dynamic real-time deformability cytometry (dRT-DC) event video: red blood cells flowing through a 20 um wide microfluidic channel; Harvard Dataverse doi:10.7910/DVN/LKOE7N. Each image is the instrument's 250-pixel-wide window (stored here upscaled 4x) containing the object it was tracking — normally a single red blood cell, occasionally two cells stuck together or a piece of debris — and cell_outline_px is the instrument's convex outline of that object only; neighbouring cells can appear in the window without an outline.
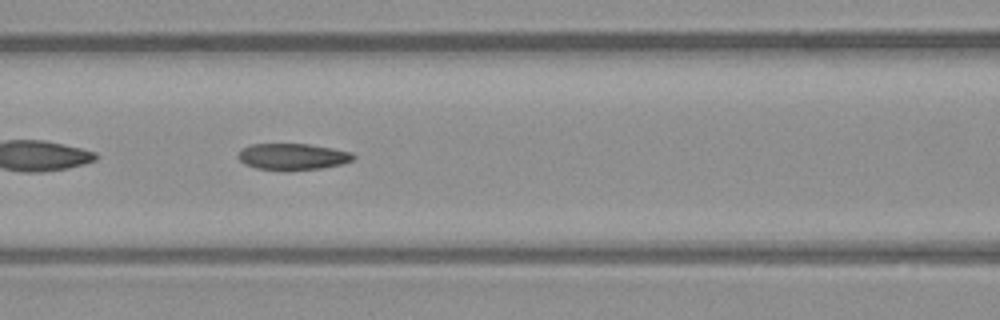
{"species": "common noctule bat (a hibernating species)", "species_latin": "Nyctalus noctula", "temperature_condition": "warm", "stored_images_in_passage": 54, "camera_frame_rate_fps": 3000, "um_per_image_px": 0.085, "animal": {"sex": "male", "body_mass_g": 23.1, "forearm_length_mm": 52.7}, "frame": {"image": 1, "passage_image": 22, "time_ms": 7.0, "image_size_px": [1000, 320], "cell_outline_px": [[356, 156], [352, 160], [344, 164], [324, 168], [288, 172], [284, 172], [256, 168], [244, 164], [236, 156], [240, 148], [252, 144], [308, 144], [332, 148], [352, 152]], "centroid_in_image_um": [24.86, 13.34], "position_along_channel_um": 141.7, "area_um2": 18.38}}
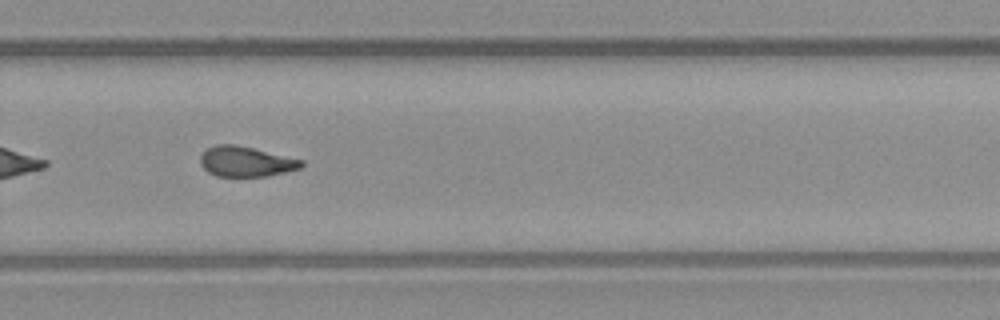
{"frame": {"image": 2, "passage_image": 35, "time_ms": 11.333, "image_size_px": [1000, 320], "cell_outline_px": [[304, 164], [300, 168], [268, 176], [216, 176], [208, 172], [200, 164], [200, 156], [208, 148], [216, 144], [236, 144], [304, 160]], "centroid_in_image_um": [20.89, 13.73], "position_along_channel_um": 308.9, "area_um2": 17.74}}
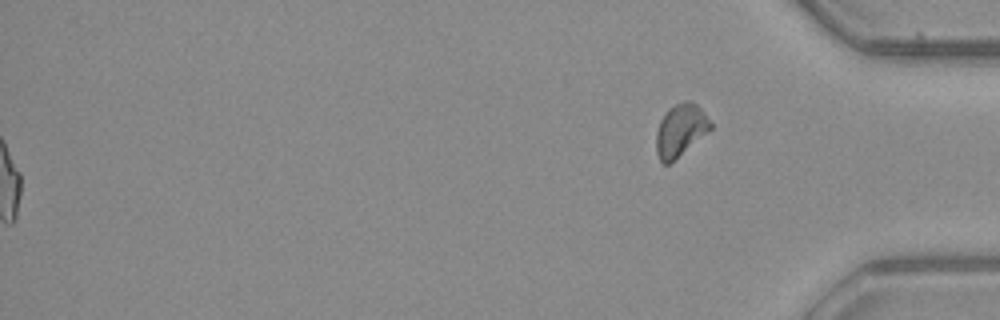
{"frame": {"image": 3, "passage_image": 54, "time_ms": 17.667, "image_size_px": [1000, 320], "cell_outline_px": [[712, 128], [708, 132], [668, 164], [664, 164], [660, 160], [656, 152], [656, 132], [660, 120], [668, 108], [676, 104], [688, 100], [692, 100], [704, 112], [712, 124]], "centroid_in_image_um": [57.83, 11.04], "position_along_channel_um": 377.4, "area_um2": 16.36}, "authors_computed_cell_mechanics": {"area_um2": 18.3515, "velocity_mm_per_s": 3.8717, "shape_relaxation_time_tau1_ms": null, "shape_relaxation_time_tau2_ms": 3.5707, "deformation_change_tau1": null, "deformation_change_tau2": 0.1139}}